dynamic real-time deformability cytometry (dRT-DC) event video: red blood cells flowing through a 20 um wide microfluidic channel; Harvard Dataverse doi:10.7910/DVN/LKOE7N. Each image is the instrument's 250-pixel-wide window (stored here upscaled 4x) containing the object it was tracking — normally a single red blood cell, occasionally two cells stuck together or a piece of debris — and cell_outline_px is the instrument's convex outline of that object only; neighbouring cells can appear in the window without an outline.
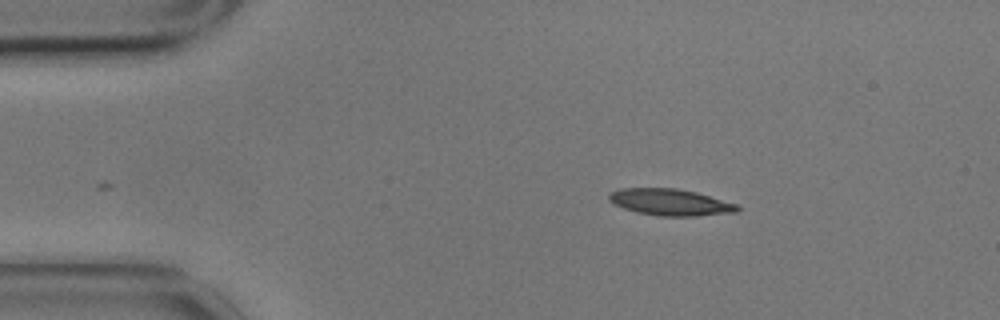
{"species": "common noctule bat (a hibernating species)", "species_latin": "Nyctalus noctula", "temperature_condition": "cold", "stored_images_in_passage": 48, "camera_frame_rate_fps": 3000, "um_per_image_px": 0.085, "animal": {"sex": "male", "body_mass_g": 17.9}, "frame": {"image": 1, "passage_image": 1, "time_ms": 0.0, "image_size_px": [1000, 320], "cell_outline_px": [[740, 208], [736, 212], [696, 216], [656, 216], [636, 212], [612, 204], [608, 200], [608, 196], [612, 192], [620, 188], [676, 188], [696, 192], [736, 204]], "centroid_in_image_um": [56.93, 17.19], "position_along_channel_um": 28.1, "area_um2": 19.88}}
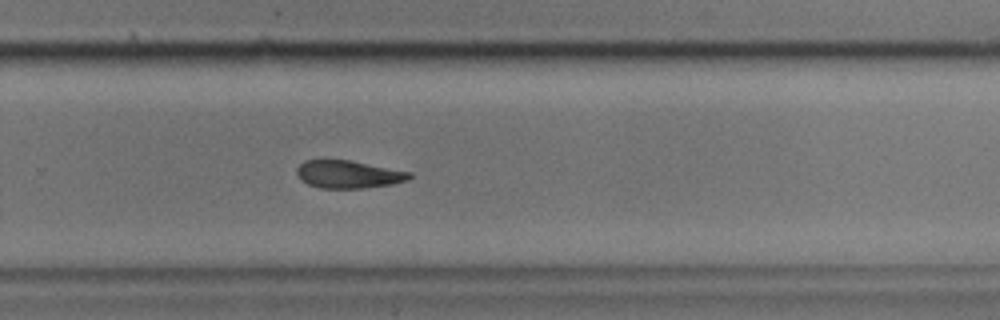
{"frame": {"image": 2, "passage_image": 29, "time_ms": 9.333, "image_size_px": [1000, 320], "cell_outline_px": [[412, 176], [408, 180], [392, 184], [364, 188], [320, 188], [308, 184], [300, 180], [296, 172], [296, 168], [304, 160], [352, 160], [412, 172]], "centroid_in_image_um": [29.62, 14.81], "position_along_channel_um": 300.2, "area_um2": 18.38}}
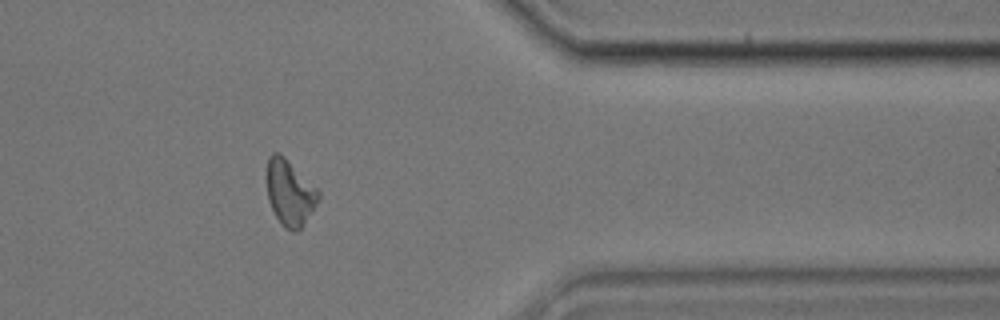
{"frame": {"image": 3, "passage_image": 38, "time_ms": 12.333, "image_size_px": [1000, 320], "cell_outline_px": [[320, 196], [312, 212], [304, 224], [300, 228], [284, 228], [280, 224], [268, 200], [264, 176], [268, 156], [272, 152], [280, 152], [320, 192]], "centroid_in_image_um": [24.57, 16.32], "position_along_channel_um": 386.8, "area_um2": 19.88}, "authors_computed_cell_mechanics": {"area_um2": 19.9699, "velocity_mm_per_s": 3.4766, "shape_relaxation_time_tau1_ms": 4.0601, "shape_relaxation_time_tau2_ms": 7.7079, "deformation_change_tau1": 0.1188, "deformation_change_tau2": 0.1614}}